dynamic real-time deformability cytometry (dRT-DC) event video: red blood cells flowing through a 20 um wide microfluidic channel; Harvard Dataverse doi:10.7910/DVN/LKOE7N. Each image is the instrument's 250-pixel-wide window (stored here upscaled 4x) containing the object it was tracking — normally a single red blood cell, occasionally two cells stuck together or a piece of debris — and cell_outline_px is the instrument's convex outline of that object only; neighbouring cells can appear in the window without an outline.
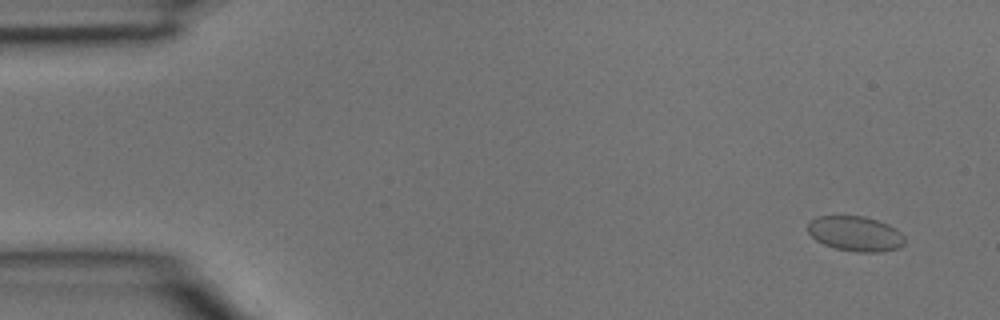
{"species": "common noctule bat (a hibernating species)", "species_latin": "Nyctalus noctula", "temperature_condition": "room temperature", "stored_images_in_passage": 5, "camera_frame_rate_fps": 3000, "um_per_image_px": 0.085, "animal": {"sex": "male", "body_mass_g": 15.6}, "frame": {"image": 1, "passage_image": 1, "time_ms": 0.0, "image_size_px": [1000, 320], "cell_outline_px": [[904, 244], [896, 248], [880, 252], [856, 252], [836, 248], [824, 244], [816, 240], [808, 232], [808, 224], [816, 216], [864, 216], [888, 224], [896, 228], [904, 236]], "centroid_in_image_um": [72.71, 19.86], "position_along_channel_um": 12.3, "area_um2": 19.65}}